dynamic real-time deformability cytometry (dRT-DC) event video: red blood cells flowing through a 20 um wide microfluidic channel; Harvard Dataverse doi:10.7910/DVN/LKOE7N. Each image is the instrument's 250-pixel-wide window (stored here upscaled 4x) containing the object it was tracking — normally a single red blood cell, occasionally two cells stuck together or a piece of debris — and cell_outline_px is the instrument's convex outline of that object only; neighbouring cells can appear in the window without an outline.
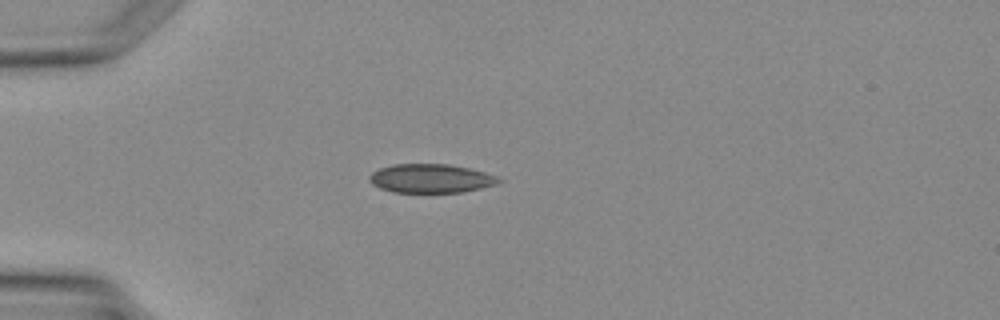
{"species": "Egyptian fruit bat (a non-hibernating species)", "species_latin": "Rousettus aegyptiacus", "temperature_condition": "warm", "stored_images_in_passage": 1, "camera_frame_rate_fps": 3000, "um_per_image_px": 0.085, "animal": {"sex": "female"}, "frame": {"image": 1, "passage_image": 1, "time_ms": 0.0, "image_size_px": [1000, 320], "cell_outline_px": [[504, 180], [496, 184], [464, 192], [392, 192], [380, 188], [372, 184], [368, 180], [368, 176], [372, 172], [380, 168], [392, 164], [448, 164], [468, 168], [484, 172], [496, 176]], "centroid_in_image_um": [36.59, 15.16], "position_along_channel_um": 48.4, "area_um2": 21.73}}